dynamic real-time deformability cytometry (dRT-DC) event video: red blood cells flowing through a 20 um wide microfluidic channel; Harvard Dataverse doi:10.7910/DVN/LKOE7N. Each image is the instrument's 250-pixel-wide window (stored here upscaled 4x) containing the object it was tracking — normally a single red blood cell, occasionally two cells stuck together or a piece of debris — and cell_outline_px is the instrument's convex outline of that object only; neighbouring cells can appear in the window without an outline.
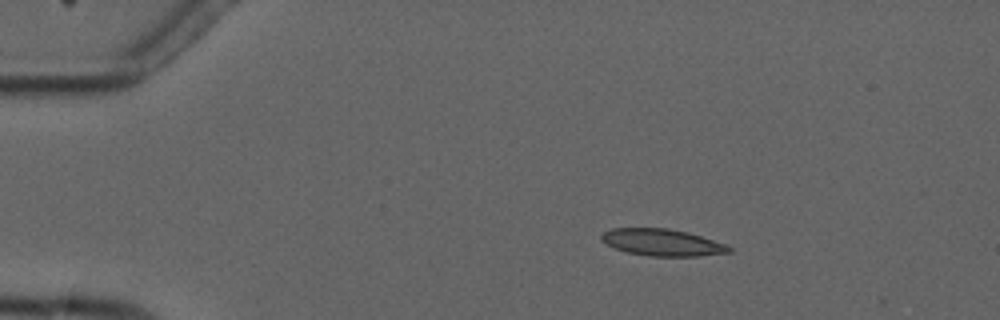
{"species": "common noctule bat (a hibernating species)", "species_latin": "Nyctalus noctula", "temperature_condition": "cold", "stored_images_in_passage": 3, "camera_frame_rate_fps": 3000, "um_per_image_px": 0.085, "animal": {"sex": "male", "forearm_length_mm": 52.5}, "frame": {"image": 1, "passage_image": 2, "time_ms": 1.333, "image_size_px": [1000, 320], "cell_outline_px": [[732, 252], [700, 256], [648, 256], [628, 252], [616, 248], [600, 240], [600, 236], [604, 232], [612, 228], [668, 228], [688, 232], [724, 244], [732, 248]], "centroid_in_image_um": [56.28, 20.6], "position_along_channel_um": 28.7, "area_um2": 19.83}}